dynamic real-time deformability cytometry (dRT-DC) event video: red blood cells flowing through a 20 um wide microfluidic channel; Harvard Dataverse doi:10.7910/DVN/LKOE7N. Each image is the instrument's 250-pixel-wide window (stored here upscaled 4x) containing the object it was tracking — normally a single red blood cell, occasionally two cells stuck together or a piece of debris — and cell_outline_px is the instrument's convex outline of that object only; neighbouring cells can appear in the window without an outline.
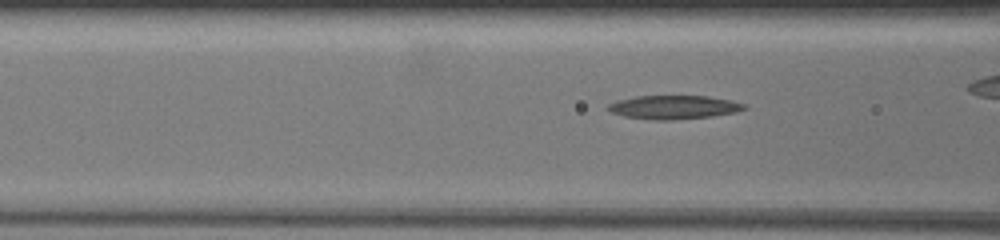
{"species": "common noctule bat (a hibernating species)", "species_latin": "Nyctalus noctula", "temperature_condition": "warm", "stored_images_in_passage": 30, "camera_frame_rate_fps": 3000, "um_per_image_px": 0.085, "animal": {"sex": "female", "body_mass_g": 19.5, "forearm_length_mm": 54.1}, "frame": {"image": 1, "passage_image": 8, "time_ms": 2.333, "image_size_px": [1000, 240], "cell_outline_px": [[748, 108], [736, 112], [712, 116], [672, 120], [652, 120], [624, 116], [612, 112], [608, 108], [608, 104], [620, 100], [636, 96], [708, 96], [728, 100], [744, 104]], "centroid_in_image_um": [57.29, 9.12], "position_along_channel_um": 109.3, "area_um2": 18.55}}
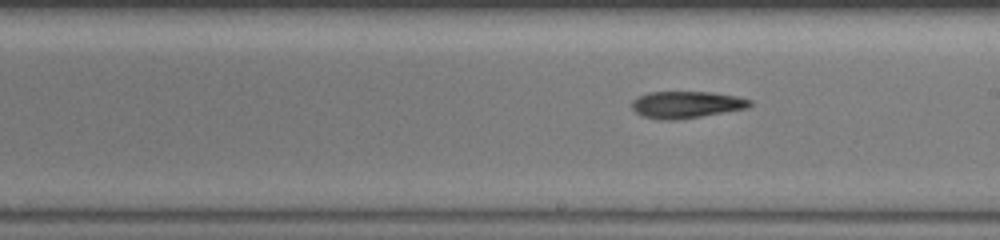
{"frame": {"image": 2, "passage_image": 18, "time_ms": 5.333, "image_size_px": [1000, 240], "cell_outline_px": [[752, 104], [748, 108], [676, 120], [660, 120], [644, 116], [636, 112], [632, 108], [632, 100], [648, 92], [712, 92], [736, 96], [752, 100]], "centroid_in_image_um": [58.35, 8.89], "position_along_channel_um": 230.7, "area_um2": 18.38}}
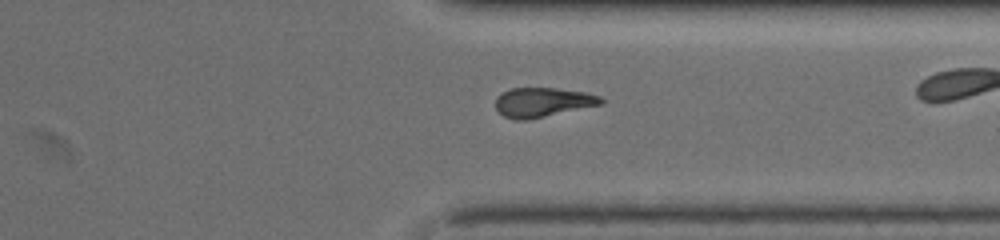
{"frame": {"image": 3, "passage_image": 28, "time_ms": 8.667, "image_size_px": [1000, 240], "cell_outline_px": [[604, 104], [528, 120], [516, 120], [504, 116], [496, 108], [496, 96], [512, 88], [556, 88], [584, 92], [600, 96], [604, 100]], "centroid_in_image_um": [46.15, 8.7], "position_along_channel_um": 365.2, "area_um2": 18.09}}